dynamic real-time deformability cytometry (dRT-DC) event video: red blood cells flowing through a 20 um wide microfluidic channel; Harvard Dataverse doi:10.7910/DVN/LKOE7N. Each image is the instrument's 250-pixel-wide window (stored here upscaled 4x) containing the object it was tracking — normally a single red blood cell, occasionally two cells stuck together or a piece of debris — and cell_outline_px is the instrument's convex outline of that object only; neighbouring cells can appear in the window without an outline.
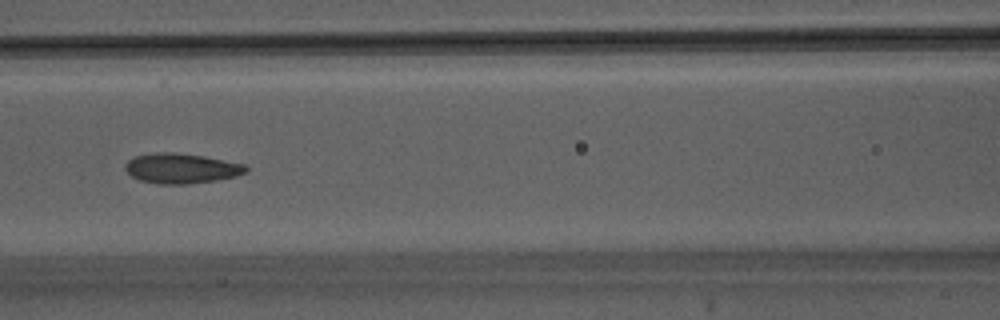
{"species": "Egyptian fruit bat (a non-hibernating species)", "species_latin": "Rousettus aegyptiacus", "temperature_condition": "warm", "stored_images_in_passage": 45, "camera_frame_rate_fps": 3000, "um_per_image_px": 0.085, "animal": {"sex": "male"}, "frame": {"image": 1, "passage_image": 20, "time_ms": 6.333, "image_size_px": [1000, 320], "cell_outline_px": [[248, 168], [244, 172], [236, 176], [216, 180], [188, 184], [160, 184], [140, 180], [132, 176], [124, 168], [124, 164], [128, 160], [136, 156], [156, 152], [172, 152], [204, 156], [244, 164]], "centroid_in_image_um": [15.39, 14.31], "position_along_channel_um": 151.2, "area_um2": 20.98}}
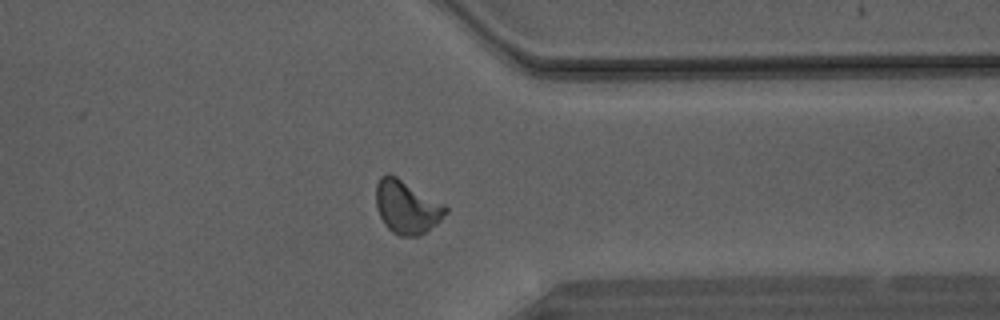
{"frame": {"image": 2, "passage_image": 35, "time_ms": 11.333, "image_size_px": [1000, 320], "cell_outline_px": [[448, 212], [436, 224], [420, 236], [400, 236], [392, 232], [384, 224], [380, 216], [376, 204], [376, 184], [380, 176], [388, 172], [396, 176], [444, 204], [448, 208]], "centroid_in_image_um": [34.56, 17.59], "position_along_channel_um": 376.8, "area_um2": 21.56}}
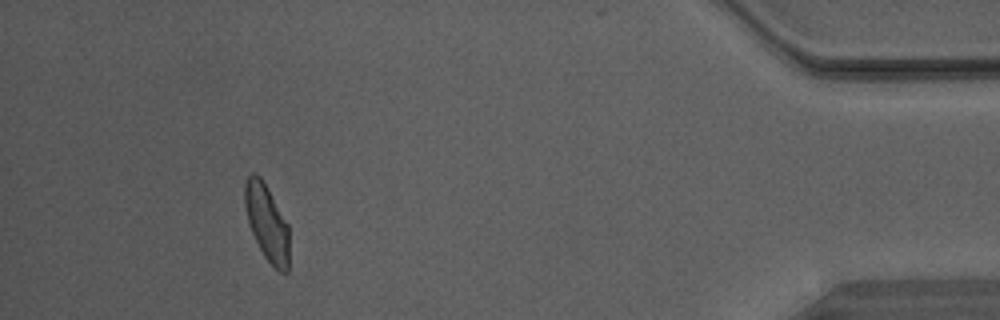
{"frame": {"image": 3, "passage_image": 41, "time_ms": 13.333, "image_size_px": [1000, 320], "cell_outline_px": [[288, 272], [280, 272], [264, 256], [252, 232], [248, 220], [244, 204], [244, 184], [248, 176], [252, 172], [256, 172], [260, 176], [268, 188], [288, 224]], "centroid_in_image_um": [22.67, 18.87], "position_along_channel_um": 412.5, "area_um2": 19.54}}